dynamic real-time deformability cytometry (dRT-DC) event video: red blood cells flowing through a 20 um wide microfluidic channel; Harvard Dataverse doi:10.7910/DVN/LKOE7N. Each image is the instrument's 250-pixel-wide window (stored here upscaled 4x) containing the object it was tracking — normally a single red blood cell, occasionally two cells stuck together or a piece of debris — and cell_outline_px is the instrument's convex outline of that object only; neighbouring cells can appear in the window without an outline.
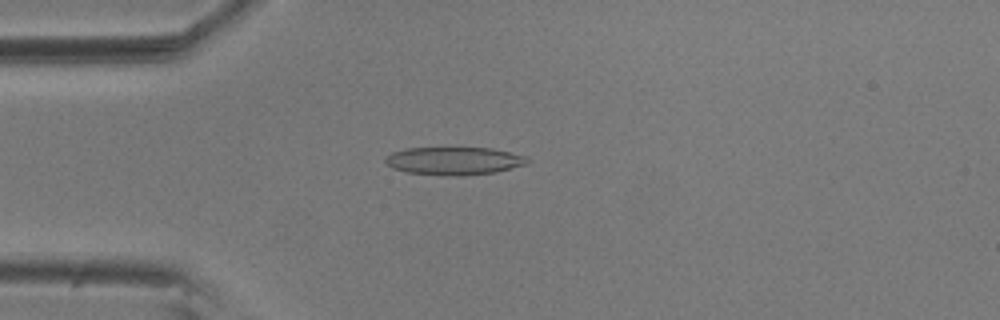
{"species": "common noctule bat (a hibernating species)", "species_latin": "Nyctalus noctula", "temperature_condition": "room temperature", "stored_images_in_passage": 55, "camera_frame_rate_fps": 3000, "um_per_image_px": 0.085, "animal": {"sex": "male", "body_mass_g": 20.5, "forearm_length_mm": 52.5}, "frame": {"image": 1, "passage_image": 14, "time_ms": 4.333, "image_size_px": [1000, 320], "cell_outline_px": [[528, 164], [496, 172], [464, 176], [448, 176], [408, 172], [392, 168], [384, 160], [384, 156], [392, 152], [404, 148], [492, 148], [528, 156]], "centroid_in_image_um": [38.6, 13.67], "position_along_channel_um": 46.4, "area_um2": 23.29}}
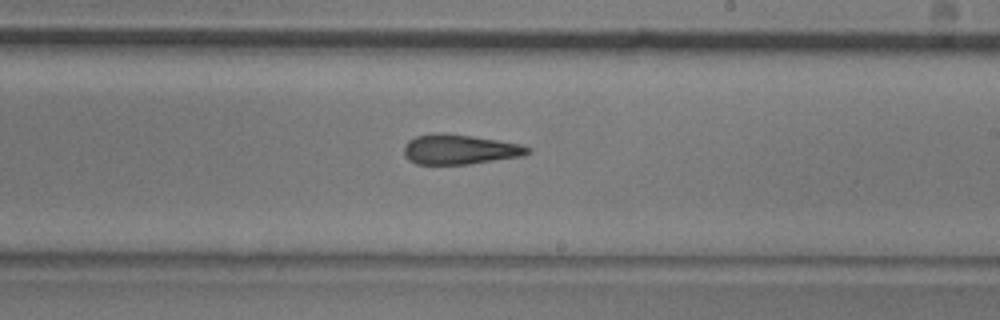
{"frame": {"image": 2, "passage_image": 32, "time_ms": 10.333, "image_size_px": [1000, 320], "cell_outline_px": [[532, 152], [524, 156], [472, 164], [416, 164], [408, 160], [404, 156], [404, 144], [408, 140], [416, 136], [432, 132], [444, 132], [472, 136], [520, 144], [532, 148]], "centroid_in_image_um": [39.07, 12.7], "position_along_channel_um": 249.9, "area_um2": 21.96}}
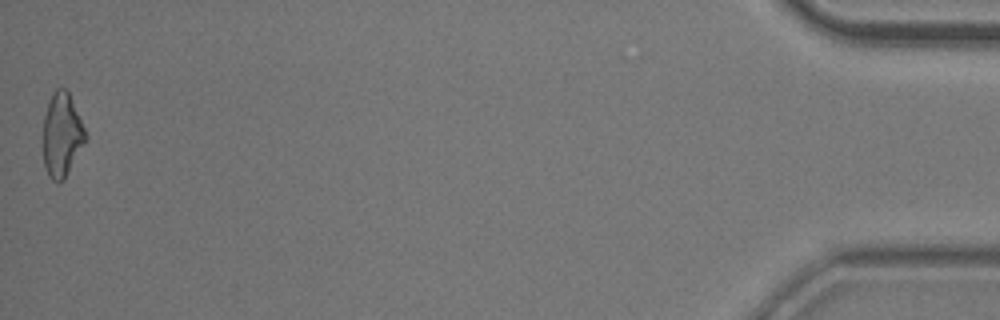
{"frame": {"image": 3, "passage_image": 55, "time_ms": 18.0, "image_size_px": [1000, 320], "cell_outline_px": [[88, 136], [84, 144], [64, 180], [60, 184], [56, 184], [48, 176], [44, 164], [44, 116], [52, 92], [56, 88], [64, 88], [68, 92]], "centroid_in_image_um": [5.26, 11.51], "position_along_channel_um": 429.9, "area_um2": 20.58}, "authors_computed_cell_mechanics": {"area_um2": 21.964, "velocity_mm_per_s": 3.6163, "shape_relaxation_time_tau1_ms": 8.4463, "shape_relaxation_time_tau2_ms": 4.6009, "deformation_change_tau1": 0.21, "deformation_change_tau2": 0.1729}}